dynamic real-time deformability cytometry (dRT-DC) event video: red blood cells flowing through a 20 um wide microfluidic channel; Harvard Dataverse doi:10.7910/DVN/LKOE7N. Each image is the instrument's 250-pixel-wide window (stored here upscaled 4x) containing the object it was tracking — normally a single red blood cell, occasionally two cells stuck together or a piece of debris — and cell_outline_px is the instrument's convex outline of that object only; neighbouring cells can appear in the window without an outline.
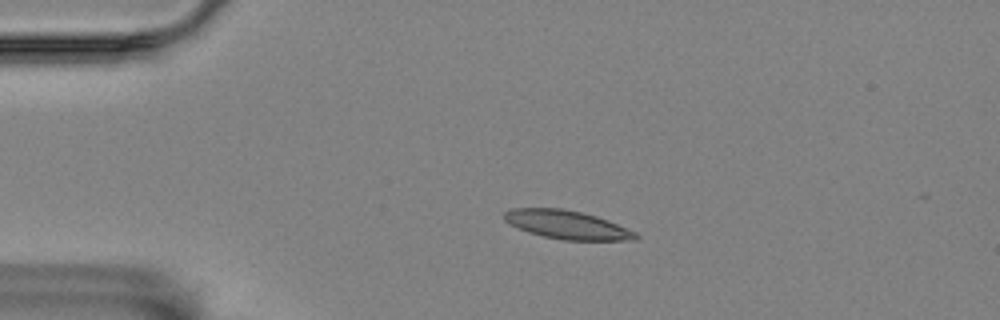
{"species": "Egyptian fruit bat (a non-hibernating species)", "species_latin": "Rousettus aegyptiacus", "temperature_condition": "room temperature", "stored_images_in_passage": 3, "camera_frame_rate_fps": 3000, "um_per_image_px": 0.085, "animal": {"sex": "female"}, "frame": {"image": 1, "passage_image": 2, "time_ms": 0.333, "image_size_px": [1000, 320], "cell_outline_px": [[640, 236], [636, 240], [560, 240], [528, 232], [508, 224], [504, 220], [504, 212], [512, 208], [564, 208], [596, 216], [608, 220], [636, 232]], "centroid_in_image_um": [48.19, 19.1], "position_along_channel_um": 36.8, "area_um2": 21.91}}